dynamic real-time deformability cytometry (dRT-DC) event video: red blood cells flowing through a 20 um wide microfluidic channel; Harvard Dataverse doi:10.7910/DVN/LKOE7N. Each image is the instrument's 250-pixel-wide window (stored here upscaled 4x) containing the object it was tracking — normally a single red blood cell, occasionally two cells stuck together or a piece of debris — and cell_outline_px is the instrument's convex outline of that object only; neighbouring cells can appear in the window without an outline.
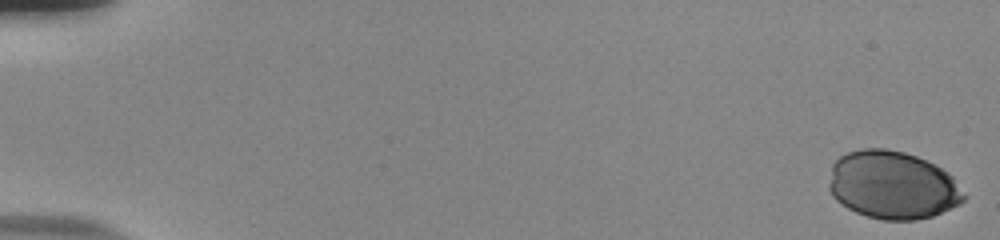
{"species": "human", "species_latin": "Homo sapiens", "temperature_condition": "room temperature", "stored_images_in_passage": 48, "camera_frame_rate_fps": 3000, "um_per_image_px": 0.085, "donor": {"sex": "male"}, "frame": {"image": 1, "passage_image": 1, "time_ms": 0.0, "image_size_px": [1000, 240], "cell_outline_px": [[964, 200], [960, 204], [932, 216], [916, 220], [884, 220], [868, 216], [856, 212], [848, 208], [836, 200], [832, 196], [828, 188], [828, 184], [832, 164], [840, 156], [848, 152], [864, 148], [884, 148], [904, 152], [916, 156], [948, 172], [952, 176], [964, 196]], "centroid_in_image_um": [75.83, 15.73], "position_along_channel_um": 9.2, "area_um2": 53.23}}
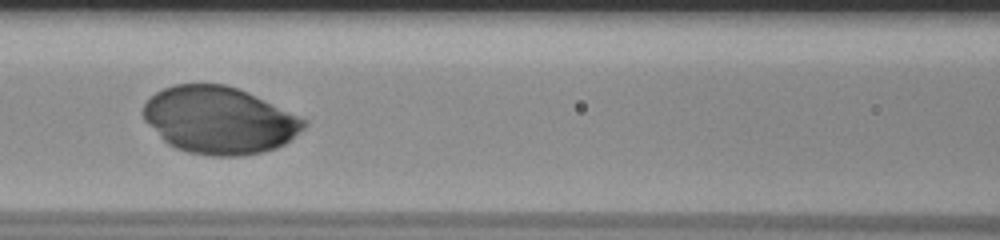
{"frame": {"image": 2, "passage_image": 26, "time_ms": 8.333, "image_size_px": [1000, 240], "cell_outline_px": [[308, 124], [304, 128], [284, 144], [276, 148], [264, 152], [240, 156], [212, 156], [188, 152], [176, 148], [168, 144], [144, 120], [144, 104], [156, 92], [164, 88], [176, 84], [224, 84], [236, 88], [308, 120]], "centroid_in_image_um": [18.63, 10.23], "position_along_channel_um": 148.0, "area_um2": 62.19}}
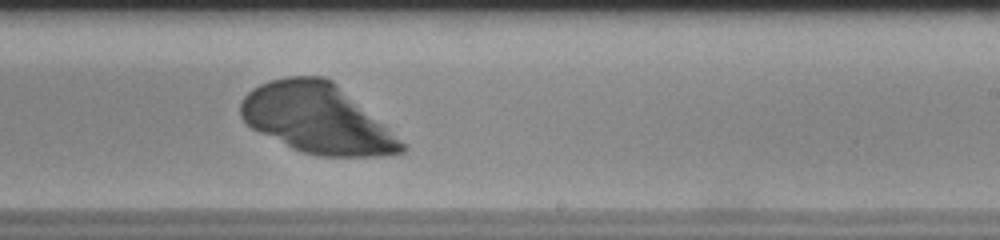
{"frame": {"image": 3, "passage_image": 35, "time_ms": 11.333, "image_size_px": [1000, 240], "cell_outline_px": [[408, 148], [404, 152], [384, 156], [320, 156], [304, 152], [292, 148], [252, 128], [240, 116], [240, 104], [244, 96], [252, 88], [268, 80], [288, 76], [324, 76], [332, 80], [408, 144]], "centroid_in_image_um": [26.98, 10.08], "position_along_channel_um": 262.0, "area_um2": 65.03}}